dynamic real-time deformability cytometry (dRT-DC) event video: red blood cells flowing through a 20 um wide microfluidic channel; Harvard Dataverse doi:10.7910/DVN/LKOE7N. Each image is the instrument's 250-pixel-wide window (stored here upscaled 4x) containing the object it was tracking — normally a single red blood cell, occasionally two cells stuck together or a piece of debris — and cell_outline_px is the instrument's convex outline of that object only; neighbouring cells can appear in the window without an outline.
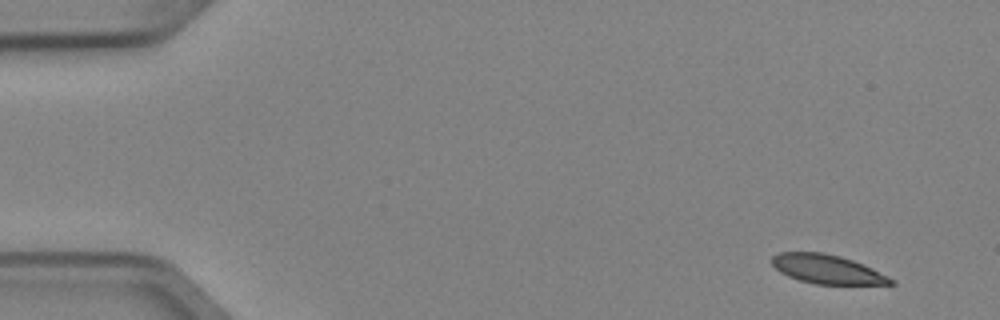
{"species": "Egyptian fruit bat (a non-hibernating species)", "species_latin": "Rousettus aegyptiacus", "temperature_condition": "cold", "stored_images_in_passage": 7, "camera_frame_rate_fps": 3000, "um_per_image_px": 0.085, "animal": {"sex": "female"}, "frame": {"image": 1, "passage_image": 1, "time_ms": 0.0, "image_size_px": [1000, 320], "cell_outline_px": [[896, 284], [816, 284], [800, 280], [788, 276], [780, 272], [772, 264], [772, 256], [780, 252], [824, 252], [840, 256], [864, 264], [896, 280]], "centroid_in_image_um": [70.33, 22.88], "position_along_channel_um": 14.7, "area_um2": 20.06}}
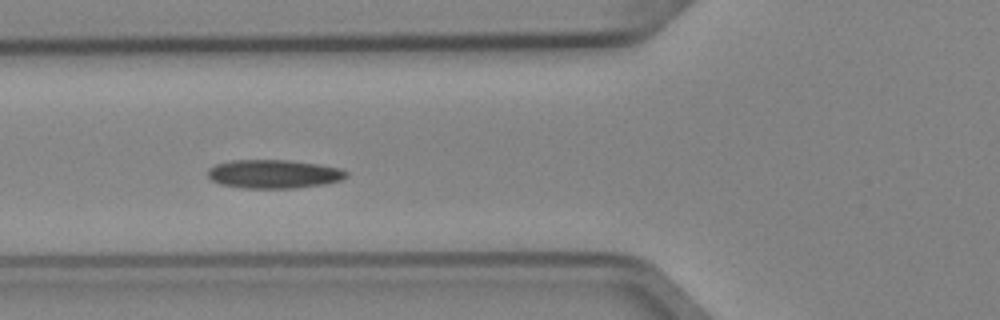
{"frame": {"image": 2, "passage_image": 5, "time_ms": 1.333, "image_size_px": [1000, 320], "cell_outline_px": [[348, 176], [340, 180], [324, 184], [292, 188], [244, 188], [220, 184], [212, 180], [208, 176], [208, 168], [216, 164], [232, 160], [288, 160], [320, 164], [340, 168], [348, 172]], "centroid_in_image_um": [23.27, 14.78], "position_along_channel_um": 102.5, "area_um2": 23.12}}
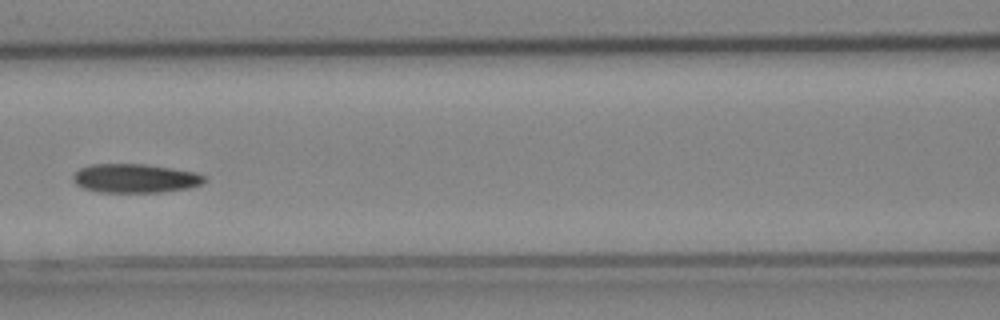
{"frame": {"image": 3, "passage_image": 6, "time_ms": 1.667, "image_size_px": [1000, 320], "cell_outline_px": [[204, 180], [200, 184], [188, 188], [160, 192], [100, 192], [84, 188], [76, 184], [72, 180], [72, 176], [80, 168], [88, 164], [148, 164], [192, 172], [204, 176]], "centroid_in_image_um": [11.41, 15.15], "position_along_channel_um": 155.2, "area_um2": 21.91}}